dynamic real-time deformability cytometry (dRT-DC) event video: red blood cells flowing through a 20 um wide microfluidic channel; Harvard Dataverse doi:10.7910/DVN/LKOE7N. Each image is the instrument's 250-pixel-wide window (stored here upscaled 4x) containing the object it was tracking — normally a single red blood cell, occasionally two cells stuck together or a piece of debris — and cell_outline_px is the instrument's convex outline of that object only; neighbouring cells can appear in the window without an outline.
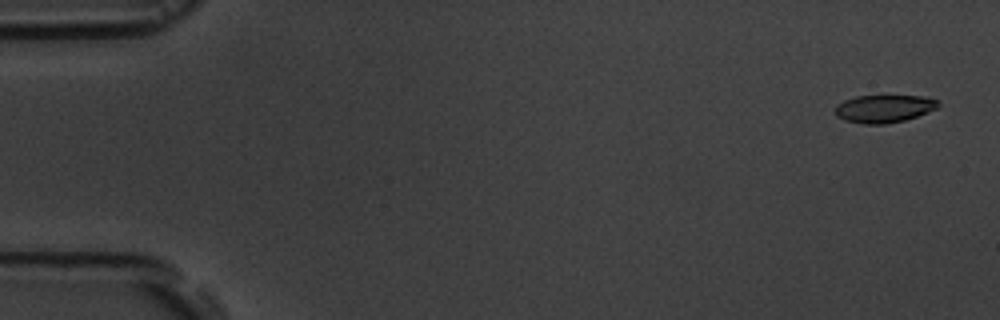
{"species": "common noctule bat (a hibernating species)", "species_latin": "Nyctalus noctula", "temperature_condition": "room temperature", "stored_images_in_passage": 6, "segment_of_instrument_passage": [1, 2], "camera_frame_rate_fps": 3000, "um_per_image_px": 0.085, "animal": {"sex": "male", "body_mass_g": 19.5, "forearm_length_mm": 54.6}, "frame": {"image": 1, "passage_image": 1, "time_ms": 0.0, "image_size_px": [1000, 320], "cell_outline_px": [[940, 104], [936, 108], [916, 116], [904, 120], [884, 124], [864, 124], [844, 120], [836, 116], [836, 104], [844, 100], [856, 96], [924, 96], [940, 100]], "centroid_in_image_um": [75.13, 9.23], "position_along_channel_um": 9.9, "area_um2": 16.59}}